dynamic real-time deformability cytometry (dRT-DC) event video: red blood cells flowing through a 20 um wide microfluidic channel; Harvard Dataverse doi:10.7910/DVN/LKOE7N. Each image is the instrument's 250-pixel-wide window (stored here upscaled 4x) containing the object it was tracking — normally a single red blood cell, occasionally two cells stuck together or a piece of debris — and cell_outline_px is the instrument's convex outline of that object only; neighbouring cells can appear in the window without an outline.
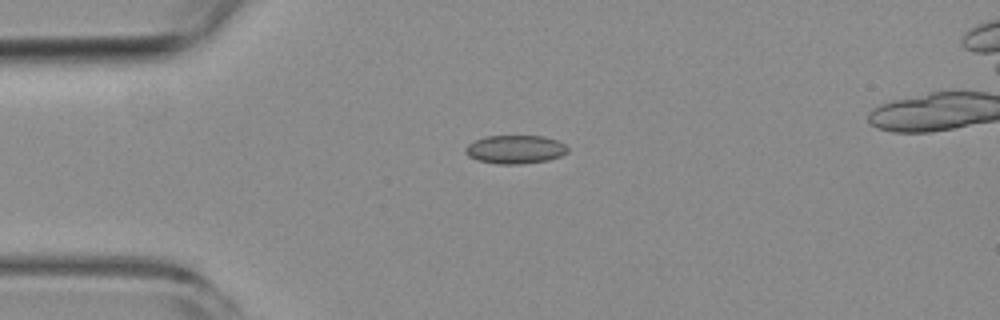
{"species": "common noctule bat (a hibernating species)", "species_latin": "Nyctalus noctula", "temperature_condition": "room temperature", "stored_images_in_passage": 3, "camera_frame_rate_fps": 3000, "um_per_image_px": 0.085, "animal": {"sex": "female", "body_mass_g": 19.3, "forearm_length_mm": 54.1}, "frame": {"image": 1, "passage_image": 1, "time_ms": 0.0, "image_size_px": [1000, 320], "cell_outline_px": [[568, 152], [560, 156], [548, 160], [520, 164], [496, 164], [476, 160], [468, 156], [464, 152], [464, 148], [468, 144], [484, 136], [544, 136], [556, 140], [564, 144], [568, 148]], "centroid_in_image_um": [43.76, 12.7], "position_along_channel_um": 41.2, "area_um2": 17.05}}